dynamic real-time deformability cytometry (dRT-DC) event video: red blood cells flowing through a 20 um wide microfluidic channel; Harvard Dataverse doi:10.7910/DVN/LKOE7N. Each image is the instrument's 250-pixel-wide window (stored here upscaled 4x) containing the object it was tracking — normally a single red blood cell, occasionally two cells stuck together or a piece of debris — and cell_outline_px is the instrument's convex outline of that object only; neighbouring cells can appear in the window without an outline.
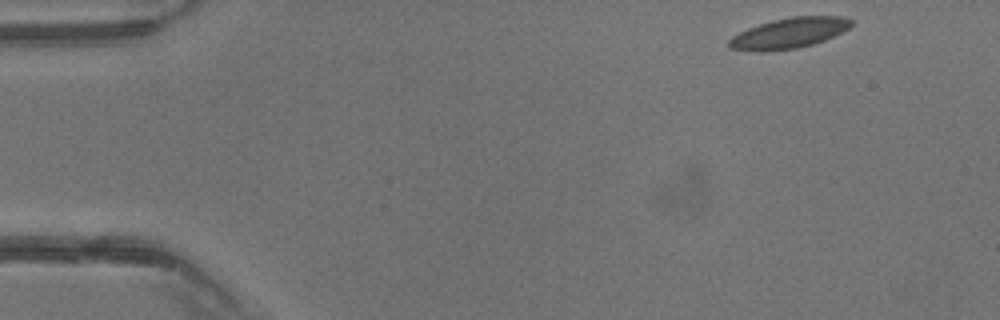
{"species": "common noctule bat (a hibernating species)", "species_latin": "Nyctalus noctula", "temperature_condition": "warm", "stored_images_in_passage": 40, "camera_frame_rate_fps": 3000, "um_per_image_px": 0.085, "animal": {"sex": "male", "body_mass_g": 13.3}, "frame": {"image": 1, "passage_image": 1, "time_ms": 0.0, "image_size_px": [1000, 320], "cell_outline_px": [[852, 24], [844, 32], [824, 40], [812, 44], [796, 48], [764, 52], [760, 52], [728, 48], [728, 40], [732, 36], [748, 28], [772, 20], [792, 16], [840, 16], [852, 20]], "centroid_in_image_um": [67.06, 2.82], "position_along_channel_um": 17.9, "area_um2": 21.73}}
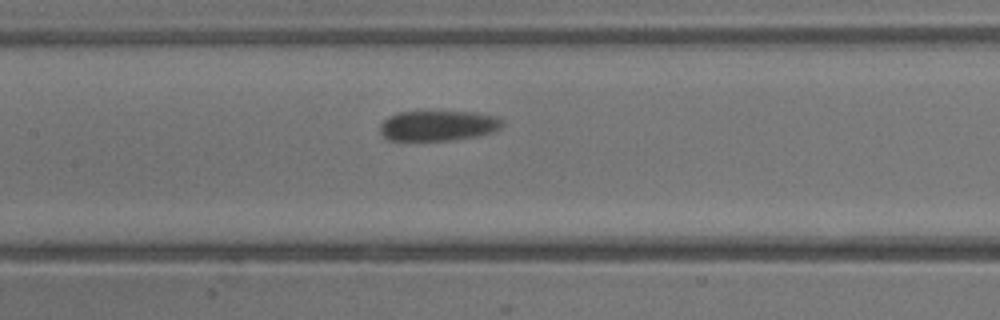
{"frame": {"image": 2, "passage_image": 17, "time_ms": 5.333, "image_size_px": [1000, 320], "cell_outline_px": [[504, 124], [500, 128], [492, 132], [476, 136], [448, 140], [388, 140], [380, 132], [380, 124], [388, 116], [396, 112], [472, 112], [496, 116], [504, 120]], "centroid_in_image_um": [37.23, 10.67], "position_along_channel_um": 170.2, "area_um2": 21.5}}
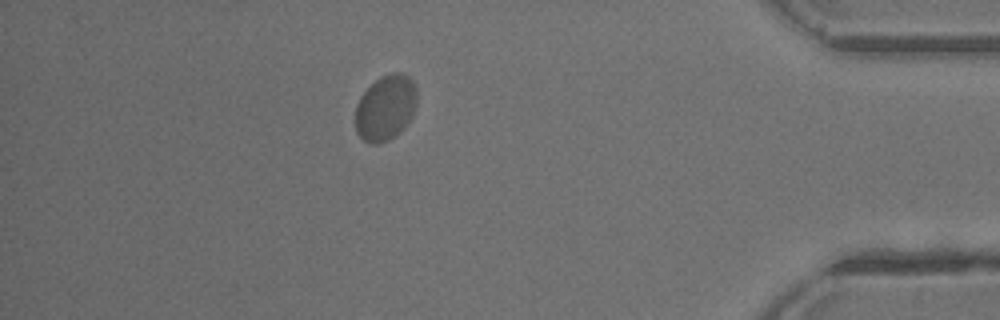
{"frame": {"image": 3, "passage_image": 34, "time_ms": 11.0, "image_size_px": [1000, 320], "cell_outline_px": [[416, 104], [412, 116], [404, 128], [400, 132], [388, 140], [376, 144], [372, 144], [364, 140], [356, 132], [356, 104], [360, 96], [380, 76], [392, 72], [400, 72], [408, 76], [412, 80], [416, 88]], "centroid_in_image_um": [32.77, 9.15], "position_along_channel_um": 402.4, "area_um2": 23.47}}